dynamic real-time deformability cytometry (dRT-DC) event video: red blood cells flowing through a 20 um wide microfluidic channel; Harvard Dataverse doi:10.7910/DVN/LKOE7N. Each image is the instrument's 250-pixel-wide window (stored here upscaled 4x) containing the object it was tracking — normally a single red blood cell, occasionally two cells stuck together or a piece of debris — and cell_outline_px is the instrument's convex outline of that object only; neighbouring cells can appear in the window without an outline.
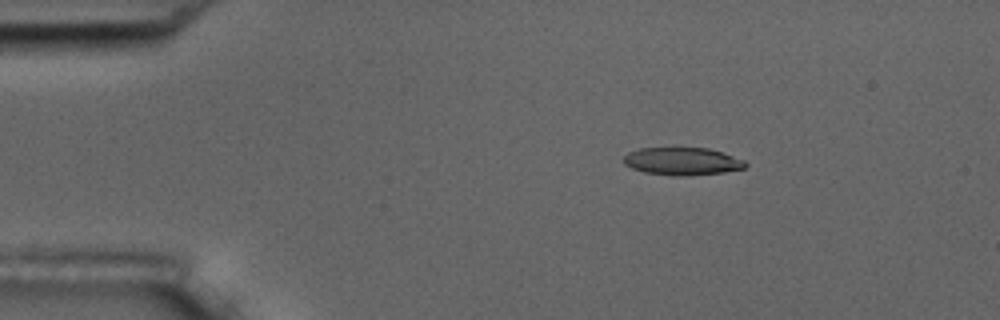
{"species": "common noctule bat (a hibernating species)", "species_latin": "Nyctalus noctula", "temperature_condition": "room temperature", "stored_images_in_passage": 48, "camera_frame_rate_fps": 3000, "um_per_image_px": 0.085, "animal": {"sex": "male", "body_mass_g": 17.5, "forearm_length_mm": 52.3}, "frame": {"image": 1, "passage_image": 1, "time_ms": 0.0, "image_size_px": [1000, 320], "cell_outline_px": [[748, 164], [744, 168], [724, 172], [688, 176], [672, 176], [644, 172], [632, 168], [624, 164], [620, 160], [628, 152], [640, 148], [672, 144], [708, 148], [744, 160]], "centroid_in_image_um": [57.91, 13.66], "position_along_channel_um": 27.1, "area_um2": 20.69}}
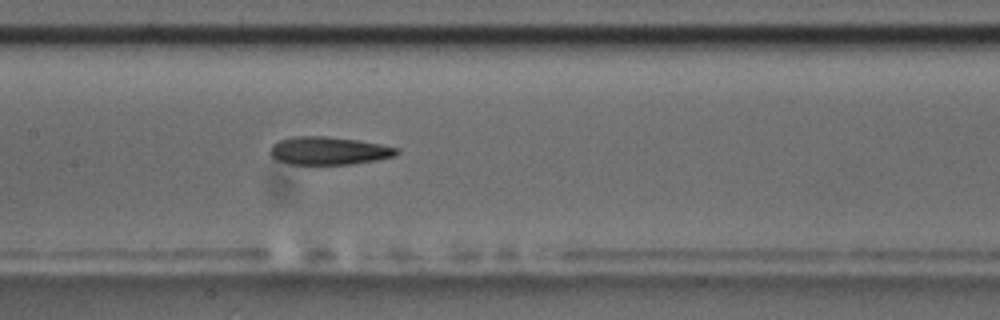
{"frame": {"image": 2, "passage_image": 19, "time_ms": 6.0, "image_size_px": [1000, 320], "cell_outline_px": [[400, 152], [396, 156], [376, 160], [352, 164], [288, 164], [276, 160], [268, 152], [272, 144], [280, 140], [292, 136], [328, 136], [356, 140], [380, 144], [400, 148]], "centroid_in_image_um": [27.94, 12.81], "position_along_channel_um": 179.5, "area_um2": 20.81}}
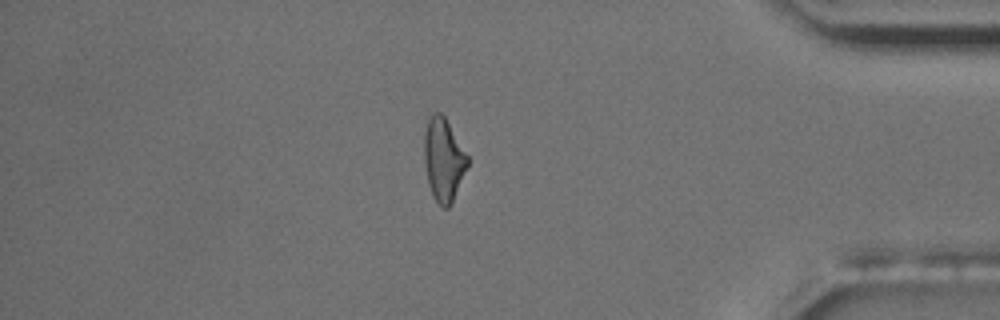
{"frame": {"image": 3, "passage_image": 40, "time_ms": 13.0, "image_size_px": [1000, 320], "cell_outline_px": [[468, 164], [452, 204], [448, 208], [444, 208], [432, 196], [428, 184], [424, 164], [424, 136], [428, 112], [440, 112], [444, 116], [468, 156]], "centroid_in_image_um": [37.67, 13.55], "position_along_channel_um": 397.5, "area_um2": 21.1}, "authors_computed_cell_mechanics": {"area_um2": 21.1548, "velocity_mm_per_s": 3.5717, "shape_relaxation_time_tau1_ms": null, "shape_relaxation_time_tau2_ms": 6.2465, "deformation_change_tau1": null, "deformation_change_tau2": 0.1812}}